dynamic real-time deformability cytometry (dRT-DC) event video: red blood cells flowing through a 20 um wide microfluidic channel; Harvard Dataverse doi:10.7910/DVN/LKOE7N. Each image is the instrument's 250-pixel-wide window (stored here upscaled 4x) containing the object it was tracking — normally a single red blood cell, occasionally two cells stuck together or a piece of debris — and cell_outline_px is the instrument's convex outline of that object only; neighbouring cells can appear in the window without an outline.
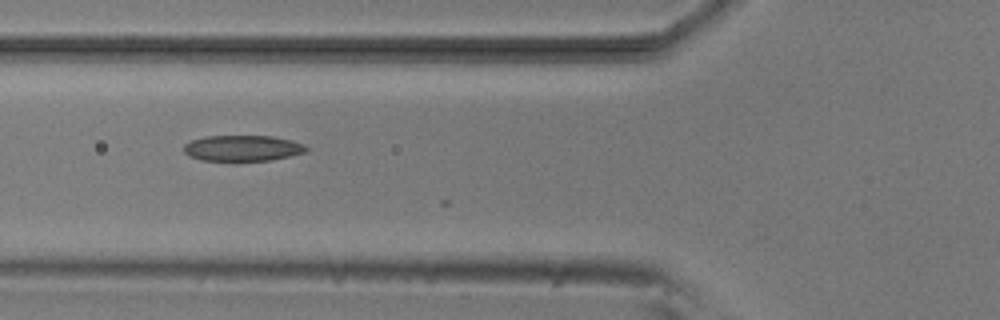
{"species": "common noctule bat (a hibernating species)", "species_latin": "Nyctalus noctula", "temperature_condition": "room temperature", "stored_images_in_passage": 5, "camera_frame_rate_fps": 3000, "um_per_image_px": 0.085, "animal": {"sex": "male", "body_mass_g": 20.5, "forearm_length_mm": 52.5}, "frame": {"image": 1, "passage_image": 2, "time_ms": 0.333, "image_size_px": [1000, 320], "cell_outline_px": [[308, 152], [272, 160], [200, 160], [188, 156], [184, 152], [184, 144], [192, 140], [204, 136], [272, 136], [292, 140], [304, 144], [308, 148]], "centroid_in_image_um": [20.64, 12.59], "position_along_channel_um": 105.2, "area_um2": 18.5}}